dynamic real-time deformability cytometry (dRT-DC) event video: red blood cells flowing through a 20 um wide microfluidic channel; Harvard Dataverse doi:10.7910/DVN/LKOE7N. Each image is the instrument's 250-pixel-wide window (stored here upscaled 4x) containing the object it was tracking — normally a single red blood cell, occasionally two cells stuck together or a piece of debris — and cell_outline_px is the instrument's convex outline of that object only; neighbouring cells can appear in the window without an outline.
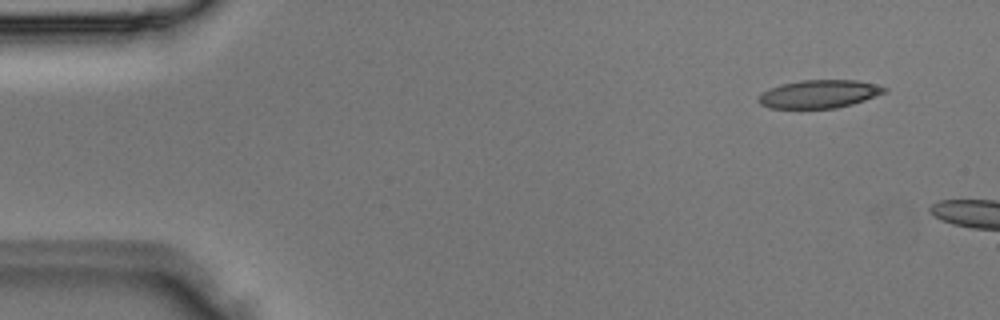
{"species": "Egyptian fruit bat (a non-hibernating species)", "species_latin": "Rousettus aegyptiacus", "temperature_condition": "room temperature", "stored_images_in_passage": 2, "camera_frame_rate_fps": 3000, "um_per_image_px": 0.085, "animal": {"sex": "male"}, "frame": {"image": 1, "passage_image": 1, "time_ms": 0.0, "image_size_px": [1000, 320], "cell_outline_px": [[888, 92], [852, 104], [836, 108], [768, 108], [760, 104], [756, 100], [764, 92], [780, 84], [800, 80], [856, 80], [888, 88]], "centroid_in_image_um": [69.63, 7.99], "position_along_channel_um": 15.4, "area_um2": 20.52}}